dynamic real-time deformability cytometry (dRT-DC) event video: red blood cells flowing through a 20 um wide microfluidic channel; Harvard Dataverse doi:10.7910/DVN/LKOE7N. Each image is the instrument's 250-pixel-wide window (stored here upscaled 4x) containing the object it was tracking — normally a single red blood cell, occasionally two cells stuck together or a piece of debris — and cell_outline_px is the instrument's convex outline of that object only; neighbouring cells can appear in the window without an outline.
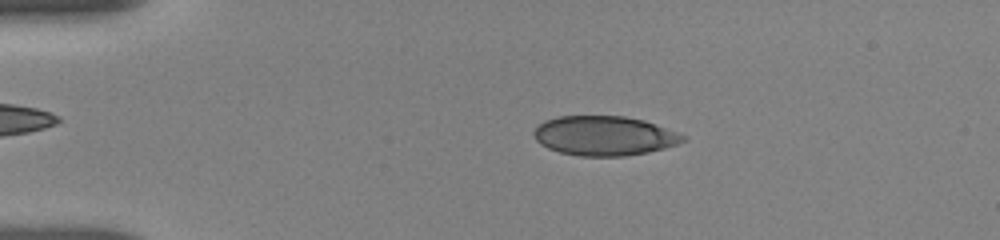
{"species": "human", "species_latin": "Homo sapiens", "temperature_condition": "room temperature", "stored_images_in_passage": 29, "camera_frame_rate_fps": 3000, "um_per_image_px": 0.085, "donor": {"sex": "female"}, "frame": {"image": 1, "passage_image": 9, "time_ms": 3.0, "image_size_px": [1000, 240], "cell_outline_px": [[688, 140], [664, 148], [648, 152], [624, 156], [580, 156], [560, 152], [548, 148], [540, 144], [536, 140], [532, 132], [544, 120], [560, 116], [624, 116], [644, 120], [680, 132], [688, 136]], "centroid_in_image_um": [51.4, 11.54], "position_along_channel_um": 33.6, "area_um2": 34.56}}
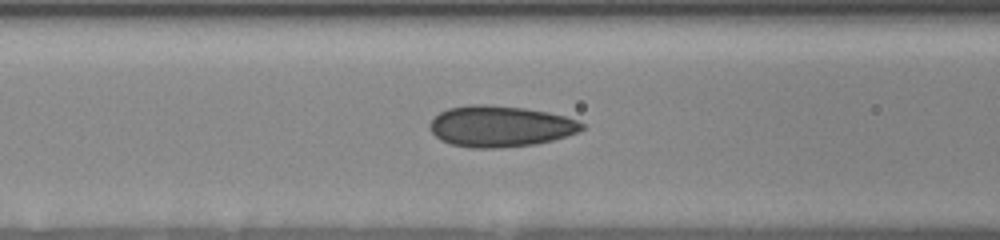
{"frame": {"image": 2, "passage_image": 18, "time_ms": 6.667, "image_size_px": [1000, 240], "cell_outline_px": [[584, 128], [576, 132], [552, 140], [536, 144], [496, 148], [472, 148], [452, 144], [440, 140], [428, 128], [428, 124], [440, 112], [448, 108], [468, 104], [484, 104], [524, 108], [548, 112], [564, 116], [576, 120], [584, 124]], "centroid_in_image_um": [42.48, 10.73], "position_along_channel_um": 124.1, "area_um2": 36.3}}
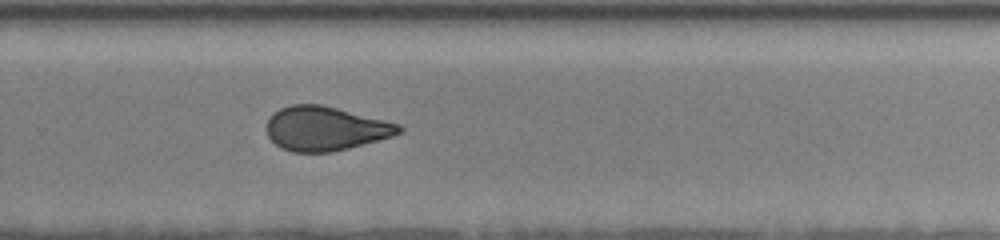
{"frame": {"image": 3, "passage_image": 29, "time_ms": 11.333, "image_size_px": [1000, 240], "cell_outline_px": [[404, 128], [400, 132], [392, 136], [348, 148], [332, 152], [292, 152], [280, 148], [268, 136], [268, 120], [280, 108], [292, 104], [320, 104], [400, 124]], "centroid_in_image_um": [27.65, 10.93], "position_along_channel_um": 302.1, "area_um2": 33.58}}